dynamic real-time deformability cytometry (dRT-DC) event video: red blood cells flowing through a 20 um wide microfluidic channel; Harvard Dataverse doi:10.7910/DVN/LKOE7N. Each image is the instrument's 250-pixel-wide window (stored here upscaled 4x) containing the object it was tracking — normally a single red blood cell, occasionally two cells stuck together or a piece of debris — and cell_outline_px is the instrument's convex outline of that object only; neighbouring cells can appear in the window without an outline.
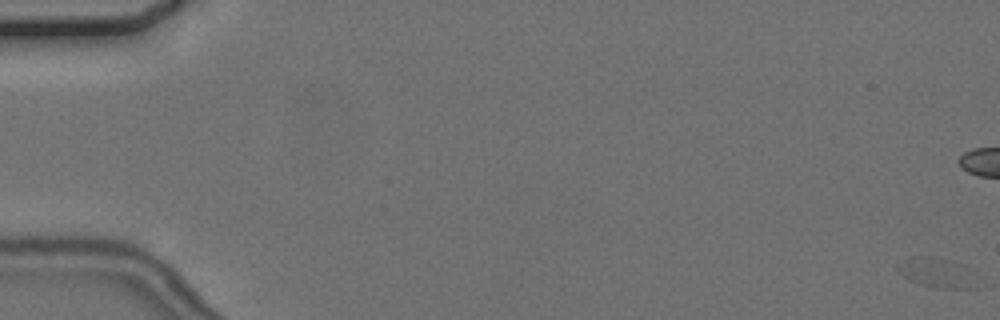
{"species": "common noctule bat (a hibernating species)", "species_latin": "Nyctalus noctula", "temperature_condition": "cold", "stored_images_in_passage": 7, "camera_frame_rate_fps": 3000, "um_per_image_px": 0.085, "animal": {"sex": "female", "body_mass_g": 24.6, "forearm_length_mm": 56.2}, "frame": {"image": 1, "passage_image": 1, "time_ms": 0.0, "image_size_px": [1000, 320], "cell_outline_px": [[976, 288], [936, 288], [920, 284], [904, 276], [896, 268], [896, 264], [924, 256], [928, 256], [948, 260], [960, 264]], "centroid_in_image_um": [79.53, 23.2], "position_along_channel_um": 5.5, "area_um2": 12.48}}
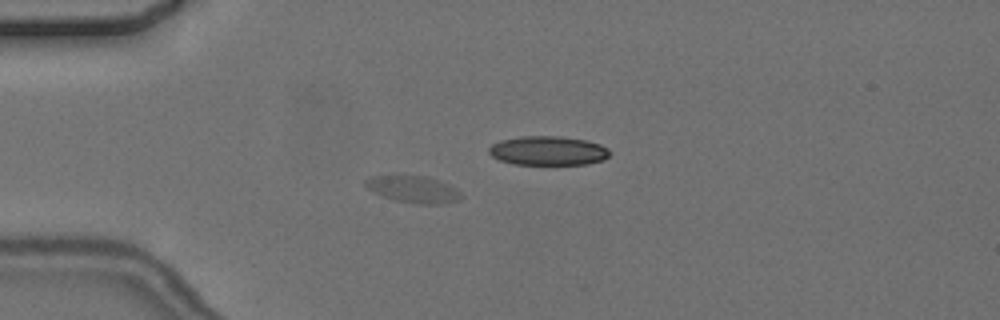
{"frame": {"image": 2, "passage_image": 6, "time_ms": 5.667, "image_size_px": [1000, 320], "cell_outline_px": [[464, 196], [460, 200], [444, 204], [420, 204], [392, 200], [372, 192], [364, 184], [364, 180], [368, 176], [424, 176], [448, 184], [456, 188]], "centroid_in_image_um": [35.13, 16.11], "position_along_channel_um": 49.9, "area_um2": 15.09}}